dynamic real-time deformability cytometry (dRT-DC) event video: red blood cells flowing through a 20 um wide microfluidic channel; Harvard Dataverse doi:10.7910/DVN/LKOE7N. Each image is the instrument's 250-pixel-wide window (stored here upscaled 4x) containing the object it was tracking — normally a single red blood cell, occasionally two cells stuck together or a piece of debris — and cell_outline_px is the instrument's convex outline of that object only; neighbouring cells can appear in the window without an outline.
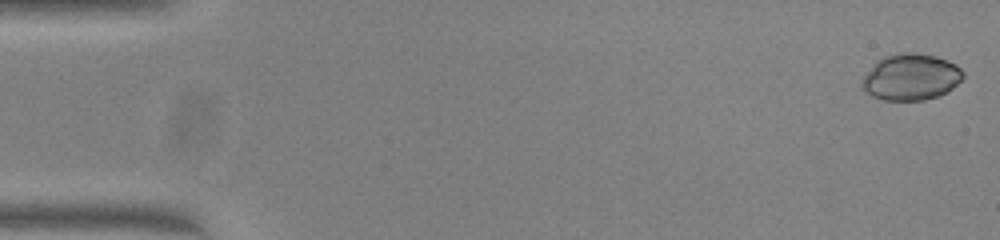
{"species": "common noctule bat (a hibernating species)", "species_latin": "Nyctalus noctula", "temperature_condition": "warm", "stored_images_in_passage": 50, "camera_frame_rate_fps": 3000, "um_per_image_px": 0.085, "animal": {"sex": "female", "body_mass_g": 23.0, "forearm_length_mm": 53.4}, "frame": {"image": 1, "passage_image": 1, "time_ms": 0.0, "image_size_px": [1000, 240], "cell_outline_px": [[964, 76], [948, 92], [924, 100], [880, 100], [872, 96], [860, 88], [860, 84], [864, 76], [872, 64], [876, 60], [884, 56], [896, 52], [916, 52], [936, 56], [948, 60], [956, 64], [964, 72]], "centroid_in_image_um": [77.39, 6.53], "position_along_channel_um": 7.6, "area_um2": 27.74}}
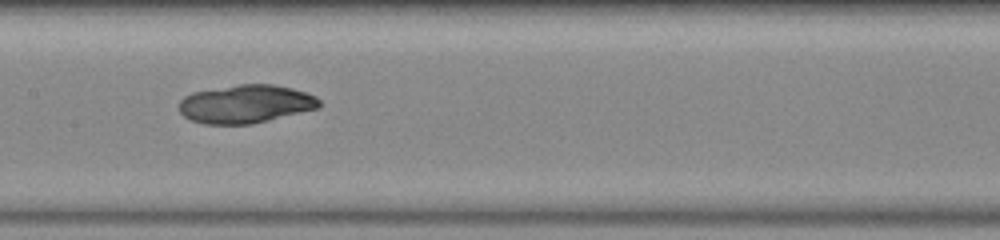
{"frame": {"image": 2, "passage_image": 25, "time_ms": 8.0, "image_size_px": [1000, 240], "cell_outline_px": [[320, 108], [252, 124], [204, 124], [188, 120], [180, 112], [180, 100], [184, 96], [192, 92], [240, 84], [272, 84], [292, 88], [316, 96], [320, 100]], "centroid_in_image_um": [20.88, 8.84], "position_along_channel_um": 186.5, "area_um2": 31.39}}
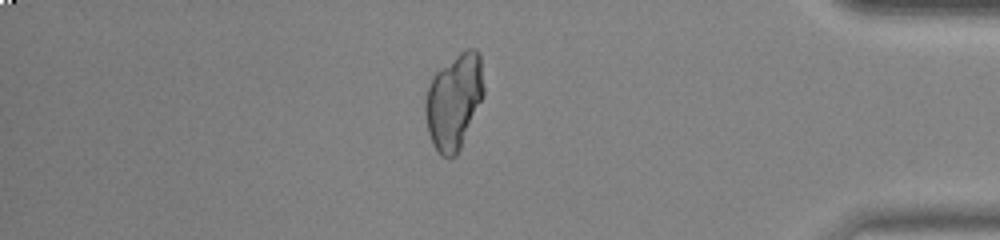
{"frame": {"image": 3, "passage_image": 43, "time_ms": 14.0, "image_size_px": [1000, 240], "cell_outline_px": [[484, 96], [460, 148], [456, 156], [440, 156], [432, 144], [428, 132], [424, 108], [424, 104], [428, 88], [432, 76], [440, 68], [460, 52], [468, 48], [476, 48], [480, 52], [484, 88]], "centroid_in_image_um": [38.6, 8.59], "position_along_channel_um": 396.6, "area_um2": 32.6}}